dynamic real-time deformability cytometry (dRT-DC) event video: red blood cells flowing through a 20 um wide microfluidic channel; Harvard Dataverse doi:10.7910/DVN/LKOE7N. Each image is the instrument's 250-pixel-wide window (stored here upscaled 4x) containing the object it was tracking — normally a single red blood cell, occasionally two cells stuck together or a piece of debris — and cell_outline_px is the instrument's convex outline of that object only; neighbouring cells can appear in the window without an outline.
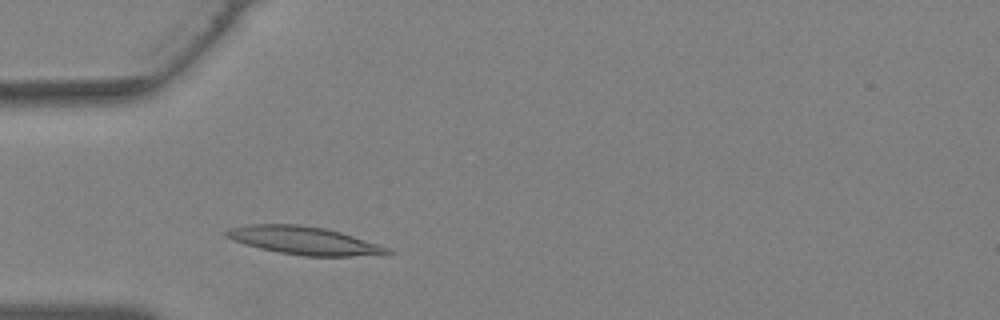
{"species": "Egyptian fruit bat (a non-hibernating species)", "species_latin": "Rousettus aegyptiacus", "temperature_condition": "warm", "stored_images_in_passage": 21, "camera_frame_rate_fps": 3000, "um_per_image_px": 0.085, "animal": {"sex": "female"}, "frame": {"image": 1, "passage_image": 1, "time_ms": 0.0, "image_size_px": [1000, 320], "cell_outline_px": [[392, 252], [348, 256], [304, 256], [280, 252], [260, 248], [232, 240], [224, 236], [224, 232], [232, 228], [248, 224], [296, 224], [324, 228], [340, 232], [388, 248]], "centroid_in_image_um": [25.73, 20.43], "position_along_channel_um": 59.3, "area_um2": 25.55}}
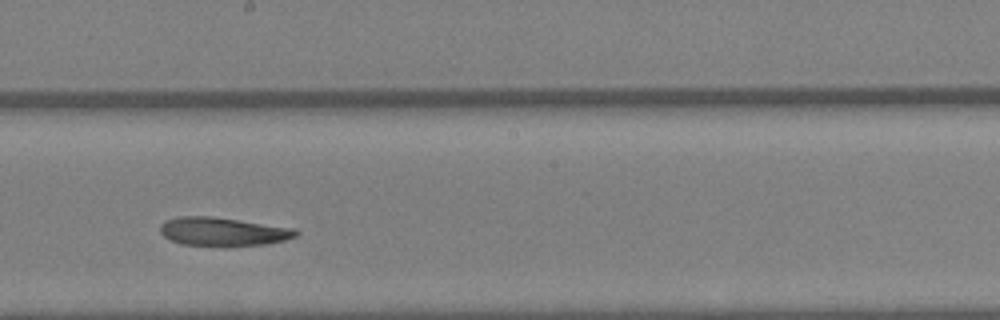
{"frame": {"image": 2, "passage_image": 11, "time_ms": 3.333, "image_size_px": [1000, 320], "cell_outline_px": [[300, 232], [296, 236], [284, 240], [264, 244], [180, 244], [164, 236], [160, 232], [160, 224], [176, 216], [212, 216], [296, 228]], "centroid_in_image_um": [18.96, 19.65], "position_along_channel_um": 229.2, "area_um2": 21.96}}
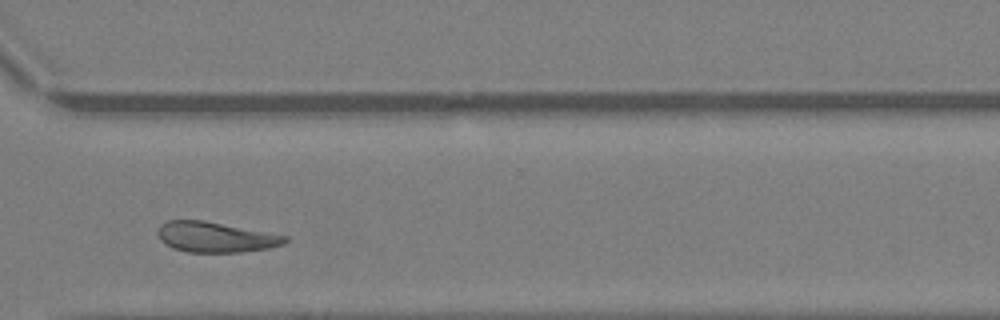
{"frame": {"image": 3, "passage_image": 18, "time_ms": 5.667, "image_size_px": [1000, 320], "cell_outline_px": [[288, 240], [284, 244], [268, 248], [240, 252], [188, 252], [172, 248], [164, 244], [160, 240], [156, 232], [160, 224], [168, 220], [204, 220], [288, 236]], "centroid_in_image_um": [18.28, 20.15], "position_along_channel_um": 352.3, "area_um2": 22.6}}